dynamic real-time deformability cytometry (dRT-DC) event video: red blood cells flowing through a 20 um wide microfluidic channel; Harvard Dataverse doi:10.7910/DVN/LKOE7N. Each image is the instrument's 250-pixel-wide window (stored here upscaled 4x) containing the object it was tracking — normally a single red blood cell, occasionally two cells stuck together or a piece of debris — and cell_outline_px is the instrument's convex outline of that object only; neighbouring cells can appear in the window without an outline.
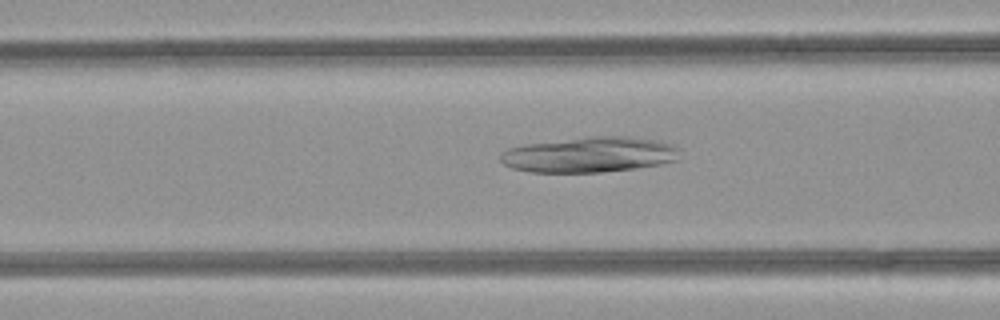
{"species": "common noctule bat (a hibernating species)", "species_latin": "Nyctalus noctula", "temperature_condition": "room temperature", "stored_images_in_passage": 32, "camera_frame_rate_fps": 3000, "um_per_image_px": 0.085, "animal": {"sex": "female", "body_mass_g": 21.9}, "frame": {"image": 1, "passage_image": 7, "time_ms": 2.0, "image_size_px": [1000, 320], "cell_outline_px": [[676, 160], [660, 164], [636, 168], [600, 172], [532, 172], [512, 168], [504, 164], [500, 160], [500, 156], [508, 148], [524, 144], [592, 136], [624, 136], [656, 140], [672, 144], [676, 148]], "centroid_in_image_um": [50.06, 13.14], "position_along_channel_um": 116.5, "area_um2": 36.65}}
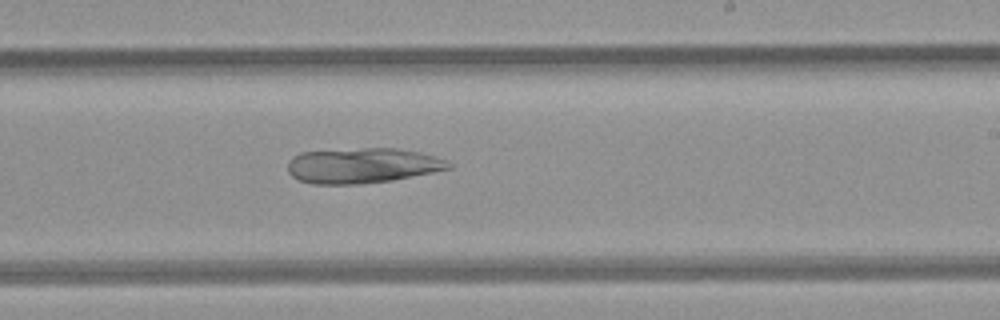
{"frame": {"image": 2, "passage_image": 17, "time_ms": 5.333, "image_size_px": [1000, 320], "cell_outline_px": [[452, 168], [392, 180], [356, 184], [312, 184], [300, 180], [292, 176], [288, 172], [288, 160], [292, 156], [300, 152], [364, 148], [396, 148], [420, 152], [436, 156], [448, 160], [452, 164]], "centroid_in_image_um": [30.8, 14.06], "position_along_channel_um": 258.2, "area_um2": 33.12}}
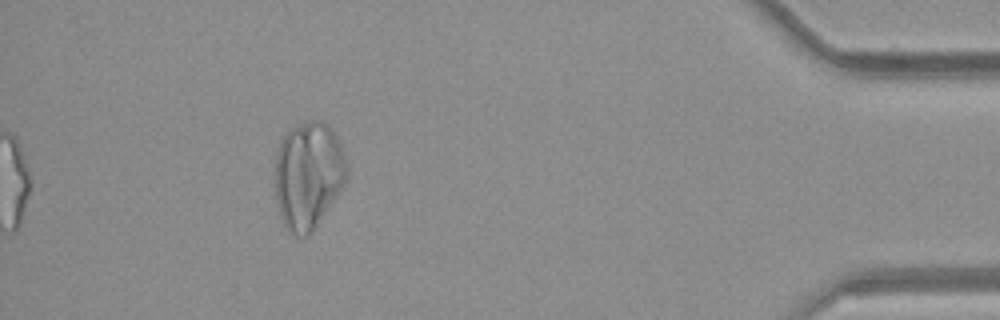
{"frame": {"image": 3, "passage_image": 32, "time_ms": 10.333, "image_size_px": [1000, 320], "cell_outline_px": [[344, 180], [336, 196], [316, 224], [304, 236], [296, 236], [284, 224], [280, 212], [272, 180], [276, 152], [280, 140], [284, 132], [308, 120], [320, 120], [328, 124], [332, 128], [336, 136], [344, 156]], "centroid_in_image_um": [26.12, 14.81], "position_along_channel_um": 409.1, "area_um2": 44.22}}